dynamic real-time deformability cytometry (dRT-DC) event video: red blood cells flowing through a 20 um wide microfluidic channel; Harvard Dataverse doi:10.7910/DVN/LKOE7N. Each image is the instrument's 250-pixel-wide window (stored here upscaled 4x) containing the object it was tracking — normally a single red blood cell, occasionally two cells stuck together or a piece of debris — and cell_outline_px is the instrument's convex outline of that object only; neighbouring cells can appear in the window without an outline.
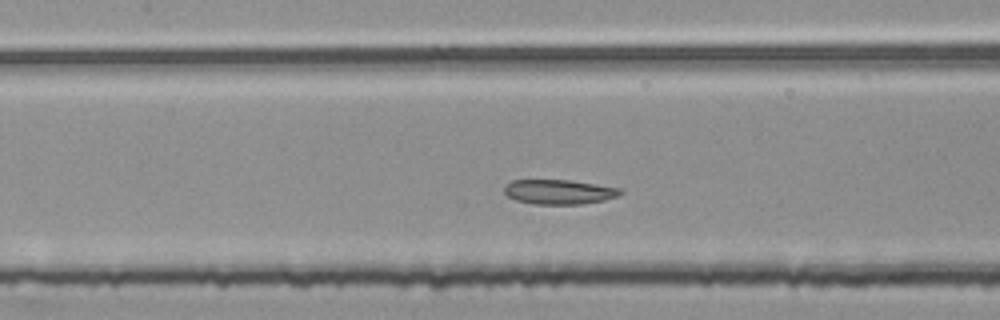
{"species": "common noctule bat (a hibernating species)", "species_latin": "Nyctalus noctula", "temperature_condition": "room temperature", "stored_images_in_passage": 34, "segment_of_instrument_passage": [2, 2], "camera_frame_rate_fps": 3000, "um_per_image_px": 0.085, "animal": {"sex": "female", "body_mass_g": 25.1}, "frame": {"image": 1, "passage_image": 9, "time_ms": 2.667, "image_size_px": [1000, 320], "cell_outline_px": [[624, 192], [616, 196], [604, 200], [580, 204], [532, 204], [516, 200], [508, 196], [504, 192], [504, 184], [512, 180], [568, 180], [596, 184], [620, 188]], "centroid_in_image_um": [47.48, 16.3], "position_along_channel_um": 159.9, "area_um2": 16.65}}
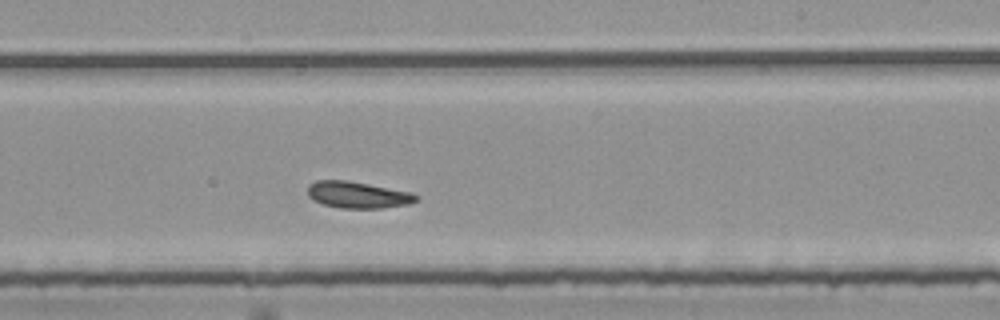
{"frame": {"image": 2, "passage_image": 17, "time_ms": 5.333, "image_size_px": [1000, 320], "cell_outline_px": [[420, 200], [408, 204], [380, 208], [340, 208], [324, 204], [308, 196], [308, 184], [316, 180], [344, 180], [368, 184], [412, 192], [420, 196]], "centroid_in_image_um": [30.45, 16.56], "position_along_channel_um": 258.6, "area_um2": 16.76}}
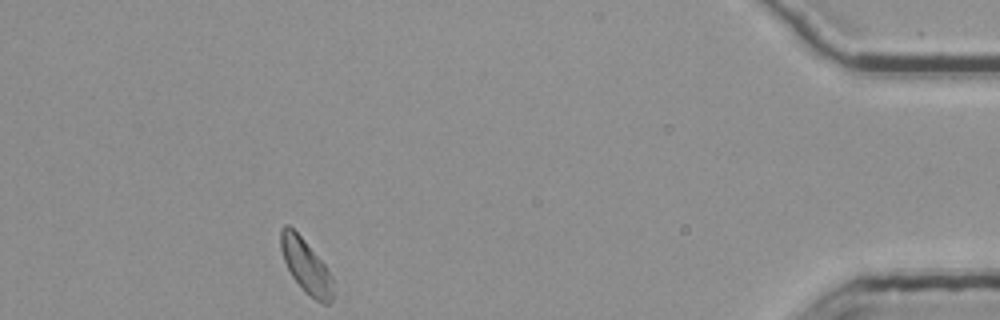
{"frame": {"image": 3, "passage_image": 34, "time_ms": 11.0, "image_size_px": [1000, 320], "cell_outline_px": [[332, 300], [328, 304], [324, 304], [316, 300], [304, 292], [292, 276], [284, 260], [280, 248], [280, 228], [284, 224], [288, 224], [304, 240], [324, 264], [332, 276]], "centroid_in_image_um": [25.98, 22.61], "position_along_channel_um": 409.2, "area_um2": 16.24}}